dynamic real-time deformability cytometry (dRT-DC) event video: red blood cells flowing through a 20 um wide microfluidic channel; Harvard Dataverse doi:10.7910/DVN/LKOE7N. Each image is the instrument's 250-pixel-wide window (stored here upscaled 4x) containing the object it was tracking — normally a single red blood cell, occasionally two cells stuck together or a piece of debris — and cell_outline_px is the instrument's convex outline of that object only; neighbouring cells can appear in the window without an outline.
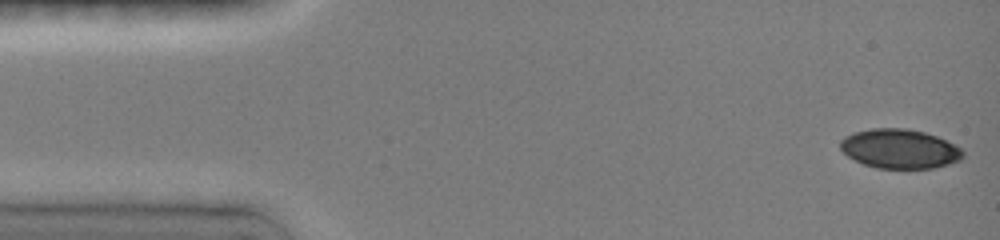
{"species": "common noctule bat (a hibernating species)", "species_latin": "Nyctalus noctula", "temperature_condition": "room temperature", "stored_images_in_passage": 24, "camera_frame_rate_fps": 3000, "um_per_image_px": 0.085, "animal": {"sex": "female", "body_mass_g": 19.0, "forearm_length_mm": 51.5}, "frame": {"image": 1, "passage_image": 1, "time_ms": 0.0, "image_size_px": [1000, 240], "cell_outline_px": [[964, 156], [960, 160], [948, 164], [932, 168], [876, 168], [864, 164], [848, 156], [840, 148], [840, 140], [844, 136], [852, 132], [872, 128], [908, 128], [924, 132], [936, 136], [960, 148], [964, 152]], "centroid_in_image_um": [76.44, 12.64], "position_along_channel_um": 8.6, "area_um2": 28.03}}
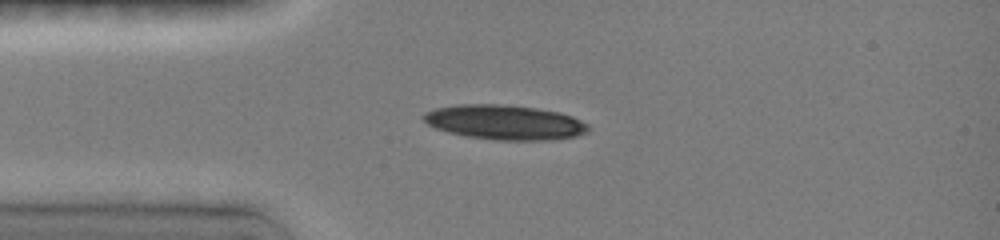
{"frame": {"image": 2, "passage_image": 10, "time_ms": 3.333, "image_size_px": [1000, 240], "cell_outline_px": [[588, 132], [576, 136], [556, 140], [496, 140], [468, 136], [448, 132], [436, 128], [428, 124], [420, 116], [424, 112], [436, 108], [456, 104], [500, 104], [536, 108], [560, 112], [572, 116], [588, 124]], "centroid_in_image_um": [42.9, 10.39], "position_along_channel_um": 42.1, "area_um2": 33.41}}